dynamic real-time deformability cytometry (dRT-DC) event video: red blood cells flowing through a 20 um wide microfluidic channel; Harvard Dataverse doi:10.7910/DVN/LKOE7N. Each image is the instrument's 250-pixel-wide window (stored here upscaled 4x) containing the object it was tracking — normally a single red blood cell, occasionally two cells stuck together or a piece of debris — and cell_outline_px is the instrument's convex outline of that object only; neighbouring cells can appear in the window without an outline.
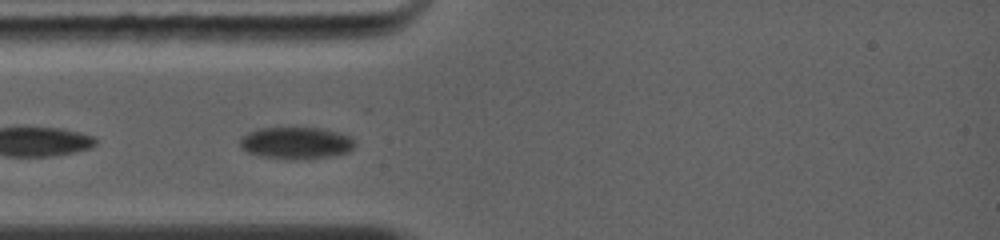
{"species": "common noctule bat (a hibernating species)", "species_latin": "Nyctalus noctula", "temperature_condition": "warm", "stored_images_in_passage": 12, "camera_frame_rate_fps": 5000, "um_per_image_px": 0.085, "animal": {"sex": "female", "body_mass_g": 19.0, "forearm_length_mm": 56.7}, "frame": {"image": 1, "passage_image": 1, "time_ms": 0.0, "image_size_px": [1000, 240], "cell_outline_px": [[356, 144], [348, 152], [332, 156], [296, 160], [264, 156], [248, 152], [240, 144], [240, 140], [248, 132], [260, 128], [324, 128], [348, 136]], "centroid_in_image_um": [25.19, 12.15], "position_along_channel_um": 59.8, "area_um2": 21.04}}
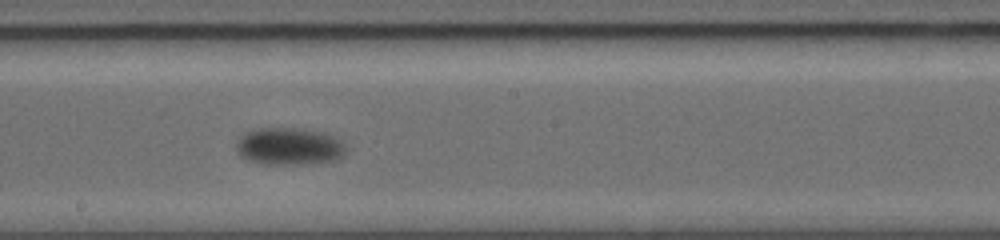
{"frame": {"image": 2, "passage_image": 5, "time_ms": 4.2, "image_size_px": [1000, 240], "cell_outline_px": [[348, 148], [344, 156], [336, 160], [312, 164], [264, 164], [248, 160], [240, 156], [236, 152], [236, 140], [244, 132], [256, 128], [304, 128], [324, 132], [344, 140]], "centroid_in_image_um": [24.62, 12.43], "position_along_channel_um": 223.6, "area_um2": 24.68}}
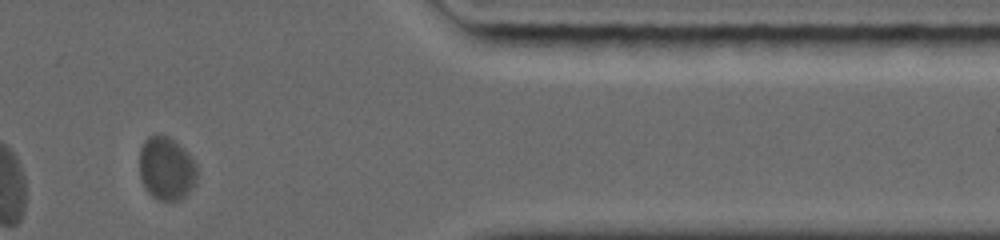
{"frame": {"image": 3, "passage_image": 10, "time_ms": 9.2, "image_size_px": [1000, 240], "cell_outline_px": [[196, 184], [180, 200], [160, 200], [152, 196], [144, 188], [140, 176], [140, 148], [144, 140], [152, 132], [156, 132], [168, 136], [184, 148], [188, 152], [196, 164]], "centroid_in_image_um": [14.13, 14.28], "position_along_channel_um": 397.3, "area_um2": 21.56}}